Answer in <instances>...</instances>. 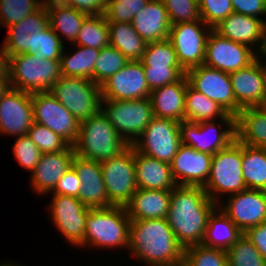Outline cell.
<instances>
[{
    "mask_svg": "<svg viewBox=\"0 0 266 266\" xmlns=\"http://www.w3.org/2000/svg\"><path fill=\"white\" fill-rule=\"evenodd\" d=\"M216 204L201 186H176L171 190L167 222L178 243L186 249L201 244L208 218Z\"/></svg>",
    "mask_w": 266,
    "mask_h": 266,
    "instance_id": "1",
    "label": "cell"
},
{
    "mask_svg": "<svg viewBox=\"0 0 266 266\" xmlns=\"http://www.w3.org/2000/svg\"><path fill=\"white\" fill-rule=\"evenodd\" d=\"M128 249L147 266H182L184 248L166 218L130 221Z\"/></svg>",
    "mask_w": 266,
    "mask_h": 266,
    "instance_id": "2",
    "label": "cell"
},
{
    "mask_svg": "<svg viewBox=\"0 0 266 266\" xmlns=\"http://www.w3.org/2000/svg\"><path fill=\"white\" fill-rule=\"evenodd\" d=\"M73 147L75 155L101 163L120 155L129 145L100 109L80 122L79 134Z\"/></svg>",
    "mask_w": 266,
    "mask_h": 266,
    "instance_id": "3",
    "label": "cell"
},
{
    "mask_svg": "<svg viewBox=\"0 0 266 266\" xmlns=\"http://www.w3.org/2000/svg\"><path fill=\"white\" fill-rule=\"evenodd\" d=\"M130 218L126 207L89 208L85 220V236L79 248H123L128 250Z\"/></svg>",
    "mask_w": 266,
    "mask_h": 266,
    "instance_id": "4",
    "label": "cell"
},
{
    "mask_svg": "<svg viewBox=\"0 0 266 266\" xmlns=\"http://www.w3.org/2000/svg\"><path fill=\"white\" fill-rule=\"evenodd\" d=\"M203 188L216 204L223 194L231 195L247 189L242 175L241 142L234 140L212 156L210 174Z\"/></svg>",
    "mask_w": 266,
    "mask_h": 266,
    "instance_id": "5",
    "label": "cell"
},
{
    "mask_svg": "<svg viewBox=\"0 0 266 266\" xmlns=\"http://www.w3.org/2000/svg\"><path fill=\"white\" fill-rule=\"evenodd\" d=\"M8 75L14 89L30 94L49 92L61 77L60 60L27 54L9 56Z\"/></svg>",
    "mask_w": 266,
    "mask_h": 266,
    "instance_id": "6",
    "label": "cell"
},
{
    "mask_svg": "<svg viewBox=\"0 0 266 266\" xmlns=\"http://www.w3.org/2000/svg\"><path fill=\"white\" fill-rule=\"evenodd\" d=\"M104 105V106H103ZM101 109L117 133L131 146L155 117L150 98L101 100Z\"/></svg>",
    "mask_w": 266,
    "mask_h": 266,
    "instance_id": "7",
    "label": "cell"
},
{
    "mask_svg": "<svg viewBox=\"0 0 266 266\" xmlns=\"http://www.w3.org/2000/svg\"><path fill=\"white\" fill-rule=\"evenodd\" d=\"M49 93L79 122L90 118L101 109V87L90 79L61 75Z\"/></svg>",
    "mask_w": 266,
    "mask_h": 266,
    "instance_id": "8",
    "label": "cell"
},
{
    "mask_svg": "<svg viewBox=\"0 0 266 266\" xmlns=\"http://www.w3.org/2000/svg\"><path fill=\"white\" fill-rule=\"evenodd\" d=\"M108 202L111 206L126 207L137 191L134 147L100 163Z\"/></svg>",
    "mask_w": 266,
    "mask_h": 266,
    "instance_id": "9",
    "label": "cell"
},
{
    "mask_svg": "<svg viewBox=\"0 0 266 266\" xmlns=\"http://www.w3.org/2000/svg\"><path fill=\"white\" fill-rule=\"evenodd\" d=\"M220 120L219 124L215 120L200 123L181 121L179 125L181 144L211 155L227 148L236 140L235 116L228 114ZM224 124L228 129H221ZM209 132L214 134L213 137H210Z\"/></svg>",
    "mask_w": 266,
    "mask_h": 266,
    "instance_id": "10",
    "label": "cell"
},
{
    "mask_svg": "<svg viewBox=\"0 0 266 266\" xmlns=\"http://www.w3.org/2000/svg\"><path fill=\"white\" fill-rule=\"evenodd\" d=\"M180 122L154 117L132 146L140 153L171 163L181 145Z\"/></svg>",
    "mask_w": 266,
    "mask_h": 266,
    "instance_id": "11",
    "label": "cell"
},
{
    "mask_svg": "<svg viewBox=\"0 0 266 266\" xmlns=\"http://www.w3.org/2000/svg\"><path fill=\"white\" fill-rule=\"evenodd\" d=\"M211 30L202 19L171 26L168 40L185 71L204 64L206 42Z\"/></svg>",
    "mask_w": 266,
    "mask_h": 266,
    "instance_id": "12",
    "label": "cell"
},
{
    "mask_svg": "<svg viewBox=\"0 0 266 266\" xmlns=\"http://www.w3.org/2000/svg\"><path fill=\"white\" fill-rule=\"evenodd\" d=\"M49 26V15L45 4L8 29L3 48L8 56L41 53L42 31Z\"/></svg>",
    "mask_w": 266,
    "mask_h": 266,
    "instance_id": "13",
    "label": "cell"
},
{
    "mask_svg": "<svg viewBox=\"0 0 266 266\" xmlns=\"http://www.w3.org/2000/svg\"><path fill=\"white\" fill-rule=\"evenodd\" d=\"M32 106L34 122L48 127L69 145H74L80 122L49 92L33 93Z\"/></svg>",
    "mask_w": 266,
    "mask_h": 266,
    "instance_id": "14",
    "label": "cell"
},
{
    "mask_svg": "<svg viewBox=\"0 0 266 266\" xmlns=\"http://www.w3.org/2000/svg\"><path fill=\"white\" fill-rule=\"evenodd\" d=\"M185 75L193 89L217 102L228 114L236 116L241 111L236 103L229 73L203 64L187 70Z\"/></svg>",
    "mask_w": 266,
    "mask_h": 266,
    "instance_id": "15",
    "label": "cell"
},
{
    "mask_svg": "<svg viewBox=\"0 0 266 266\" xmlns=\"http://www.w3.org/2000/svg\"><path fill=\"white\" fill-rule=\"evenodd\" d=\"M257 52L247 45L222 37L212 29L206 42L204 65L231 73L253 63Z\"/></svg>",
    "mask_w": 266,
    "mask_h": 266,
    "instance_id": "16",
    "label": "cell"
},
{
    "mask_svg": "<svg viewBox=\"0 0 266 266\" xmlns=\"http://www.w3.org/2000/svg\"><path fill=\"white\" fill-rule=\"evenodd\" d=\"M48 210L54 226L71 245L79 246L85 236V220L89 207L76 197L54 194Z\"/></svg>",
    "mask_w": 266,
    "mask_h": 266,
    "instance_id": "17",
    "label": "cell"
},
{
    "mask_svg": "<svg viewBox=\"0 0 266 266\" xmlns=\"http://www.w3.org/2000/svg\"><path fill=\"white\" fill-rule=\"evenodd\" d=\"M101 98L134 100L149 98V89L141 61H129L101 86Z\"/></svg>",
    "mask_w": 266,
    "mask_h": 266,
    "instance_id": "18",
    "label": "cell"
},
{
    "mask_svg": "<svg viewBox=\"0 0 266 266\" xmlns=\"http://www.w3.org/2000/svg\"><path fill=\"white\" fill-rule=\"evenodd\" d=\"M33 123L32 94L11 88L0 99V134L27 135Z\"/></svg>",
    "mask_w": 266,
    "mask_h": 266,
    "instance_id": "19",
    "label": "cell"
},
{
    "mask_svg": "<svg viewBox=\"0 0 266 266\" xmlns=\"http://www.w3.org/2000/svg\"><path fill=\"white\" fill-rule=\"evenodd\" d=\"M226 200L220 209L243 233L266 221V191L246 189Z\"/></svg>",
    "mask_w": 266,
    "mask_h": 266,
    "instance_id": "20",
    "label": "cell"
},
{
    "mask_svg": "<svg viewBox=\"0 0 266 266\" xmlns=\"http://www.w3.org/2000/svg\"><path fill=\"white\" fill-rule=\"evenodd\" d=\"M212 156L181 144L170 163L177 186L203 187L210 174Z\"/></svg>",
    "mask_w": 266,
    "mask_h": 266,
    "instance_id": "21",
    "label": "cell"
},
{
    "mask_svg": "<svg viewBox=\"0 0 266 266\" xmlns=\"http://www.w3.org/2000/svg\"><path fill=\"white\" fill-rule=\"evenodd\" d=\"M237 105L241 108L258 107L266 96V78L257 58L245 68L229 73Z\"/></svg>",
    "mask_w": 266,
    "mask_h": 266,
    "instance_id": "22",
    "label": "cell"
},
{
    "mask_svg": "<svg viewBox=\"0 0 266 266\" xmlns=\"http://www.w3.org/2000/svg\"><path fill=\"white\" fill-rule=\"evenodd\" d=\"M72 166L81 181L77 199L89 208L111 207L103 181L101 164L75 155Z\"/></svg>",
    "mask_w": 266,
    "mask_h": 266,
    "instance_id": "23",
    "label": "cell"
},
{
    "mask_svg": "<svg viewBox=\"0 0 266 266\" xmlns=\"http://www.w3.org/2000/svg\"><path fill=\"white\" fill-rule=\"evenodd\" d=\"M214 30L222 37L233 42L241 43L258 52L266 47V23L259 18L233 12L229 14ZM252 45V46H251Z\"/></svg>",
    "mask_w": 266,
    "mask_h": 266,
    "instance_id": "24",
    "label": "cell"
},
{
    "mask_svg": "<svg viewBox=\"0 0 266 266\" xmlns=\"http://www.w3.org/2000/svg\"><path fill=\"white\" fill-rule=\"evenodd\" d=\"M75 150L69 145L62 152L42 153L31 173V186L39 195L51 193L58 180L72 167Z\"/></svg>",
    "mask_w": 266,
    "mask_h": 266,
    "instance_id": "25",
    "label": "cell"
},
{
    "mask_svg": "<svg viewBox=\"0 0 266 266\" xmlns=\"http://www.w3.org/2000/svg\"><path fill=\"white\" fill-rule=\"evenodd\" d=\"M131 24L146 43L168 39L172 26L162 0H149L135 15Z\"/></svg>",
    "mask_w": 266,
    "mask_h": 266,
    "instance_id": "26",
    "label": "cell"
},
{
    "mask_svg": "<svg viewBox=\"0 0 266 266\" xmlns=\"http://www.w3.org/2000/svg\"><path fill=\"white\" fill-rule=\"evenodd\" d=\"M136 183L139 189L171 191L177 186L169 163L138 152L134 148Z\"/></svg>",
    "mask_w": 266,
    "mask_h": 266,
    "instance_id": "27",
    "label": "cell"
},
{
    "mask_svg": "<svg viewBox=\"0 0 266 266\" xmlns=\"http://www.w3.org/2000/svg\"><path fill=\"white\" fill-rule=\"evenodd\" d=\"M188 80L184 75L179 81L164 85L151 91L150 100L154 116L173 119L178 122L185 120V93Z\"/></svg>",
    "mask_w": 266,
    "mask_h": 266,
    "instance_id": "28",
    "label": "cell"
},
{
    "mask_svg": "<svg viewBox=\"0 0 266 266\" xmlns=\"http://www.w3.org/2000/svg\"><path fill=\"white\" fill-rule=\"evenodd\" d=\"M171 191L137 189L126 206L130 221L167 218Z\"/></svg>",
    "mask_w": 266,
    "mask_h": 266,
    "instance_id": "29",
    "label": "cell"
},
{
    "mask_svg": "<svg viewBox=\"0 0 266 266\" xmlns=\"http://www.w3.org/2000/svg\"><path fill=\"white\" fill-rule=\"evenodd\" d=\"M236 140L266 149V113L258 107L241 109L235 116Z\"/></svg>",
    "mask_w": 266,
    "mask_h": 266,
    "instance_id": "30",
    "label": "cell"
},
{
    "mask_svg": "<svg viewBox=\"0 0 266 266\" xmlns=\"http://www.w3.org/2000/svg\"><path fill=\"white\" fill-rule=\"evenodd\" d=\"M217 206L208 218L202 245L227 251L244 234Z\"/></svg>",
    "mask_w": 266,
    "mask_h": 266,
    "instance_id": "31",
    "label": "cell"
},
{
    "mask_svg": "<svg viewBox=\"0 0 266 266\" xmlns=\"http://www.w3.org/2000/svg\"><path fill=\"white\" fill-rule=\"evenodd\" d=\"M49 15V26L60 37L74 42L83 21L89 16L57 0H43ZM61 33V34H60Z\"/></svg>",
    "mask_w": 266,
    "mask_h": 266,
    "instance_id": "32",
    "label": "cell"
},
{
    "mask_svg": "<svg viewBox=\"0 0 266 266\" xmlns=\"http://www.w3.org/2000/svg\"><path fill=\"white\" fill-rule=\"evenodd\" d=\"M110 45L129 61H141L147 43L128 22H108Z\"/></svg>",
    "mask_w": 266,
    "mask_h": 266,
    "instance_id": "33",
    "label": "cell"
},
{
    "mask_svg": "<svg viewBox=\"0 0 266 266\" xmlns=\"http://www.w3.org/2000/svg\"><path fill=\"white\" fill-rule=\"evenodd\" d=\"M228 115L217 102L193 89L187 84L185 93V121L205 122L225 118Z\"/></svg>",
    "mask_w": 266,
    "mask_h": 266,
    "instance_id": "34",
    "label": "cell"
},
{
    "mask_svg": "<svg viewBox=\"0 0 266 266\" xmlns=\"http://www.w3.org/2000/svg\"><path fill=\"white\" fill-rule=\"evenodd\" d=\"M242 175L247 189L266 191V149L242 144Z\"/></svg>",
    "mask_w": 266,
    "mask_h": 266,
    "instance_id": "35",
    "label": "cell"
},
{
    "mask_svg": "<svg viewBox=\"0 0 266 266\" xmlns=\"http://www.w3.org/2000/svg\"><path fill=\"white\" fill-rule=\"evenodd\" d=\"M73 54H65L60 58L61 75L67 77H80L93 81L94 65L99 56L100 49L85 46H76ZM67 55V56H66Z\"/></svg>",
    "mask_w": 266,
    "mask_h": 266,
    "instance_id": "36",
    "label": "cell"
},
{
    "mask_svg": "<svg viewBox=\"0 0 266 266\" xmlns=\"http://www.w3.org/2000/svg\"><path fill=\"white\" fill-rule=\"evenodd\" d=\"M71 44L101 49L110 45L109 26L104 15H89Z\"/></svg>",
    "mask_w": 266,
    "mask_h": 266,
    "instance_id": "37",
    "label": "cell"
},
{
    "mask_svg": "<svg viewBox=\"0 0 266 266\" xmlns=\"http://www.w3.org/2000/svg\"><path fill=\"white\" fill-rule=\"evenodd\" d=\"M128 62L129 60L115 47L109 45L101 48L94 65L93 82L101 86Z\"/></svg>",
    "mask_w": 266,
    "mask_h": 266,
    "instance_id": "38",
    "label": "cell"
},
{
    "mask_svg": "<svg viewBox=\"0 0 266 266\" xmlns=\"http://www.w3.org/2000/svg\"><path fill=\"white\" fill-rule=\"evenodd\" d=\"M141 62L143 67H181L177 53L168 39L147 43Z\"/></svg>",
    "mask_w": 266,
    "mask_h": 266,
    "instance_id": "39",
    "label": "cell"
},
{
    "mask_svg": "<svg viewBox=\"0 0 266 266\" xmlns=\"http://www.w3.org/2000/svg\"><path fill=\"white\" fill-rule=\"evenodd\" d=\"M182 266H228L227 252L202 244L184 249Z\"/></svg>",
    "mask_w": 266,
    "mask_h": 266,
    "instance_id": "40",
    "label": "cell"
},
{
    "mask_svg": "<svg viewBox=\"0 0 266 266\" xmlns=\"http://www.w3.org/2000/svg\"><path fill=\"white\" fill-rule=\"evenodd\" d=\"M228 266H266V261L245 234L227 251Z\"/></svg>",
    "mask_w": 266,
    "mask_h": 266,
    "instance_id": "41",
    "label": "cell"
},
{
    "mask_svg": "<svg viewBox=\"0 0 266 266\" xmlns=\"http://www.w3.org/2000/svg\"><path fill=\"white\" fill-rule=\"evenodd\" d=\"M42 0H0V25L9 27L37 11Z\"/></svg>",
    "mask_w": 266,
    "mask_h": 266,
    "instance_id": "42",
    "label": "cell"
},
{
    "mask_svg": "<svg viewBox=\"0 0 266 266\" xmlns=\"http://www.w3.org/2000/svg\"><path fill=\"white\" fill-rule=\"evenodd\" d=\"M27 136L32 139L42 153L62 152L69 146L58 134L36 122L28 130Z\"/></svg>",
    "mask_w": 266,
    "mask_h": 266,
    "instance_id": "43",
    "label": "cell"
},
{
    "mask_svg": "<svg viewBox=\"0 0 266 266\" xmlns=\"http://www.w3.org/2000/svg\"><path fill=\"white\" fill-rule=\"evenodd\" d=\"M198 5L200 18L211 29L234 12L231 0H198Z\"/></svg>",
    "mask_w": 266,
    "mask_h": 266,
    "instance_id": "44",
    "label": "cell"
},
{
    "mask_svg": "<svg viewBox=\"0 0 266 266\" xmlns=\"http://www.w3.org/2000/svg\"><path fill=\"white\" fill-rule=\"evenodd\" d=\"M171 24L201 20L198 0H162Z\"/></svg>",
    "mask_w": 266,
    "mask_h": 266,
    "instance_id": "45",
    "label": "cell"
},
{
    "mask_svg": "<svg viewBox=\"0 0 266 266\" xmlns=\"http://www.w3.org/2000/svg\"><path fill=\"white\" fill-rule=\"evenodd\" d=\"M149 0H121L108 2L104 16L107 22H128L131 23L135 15Z\"/></svg>",
    "mask_w": 266,
    "mask_h": 266,
    "instance_id": "46",
    "label": "cell"
},
{
    "mask_svg": "<svg viewBox=\"0 0 266 266\" xmlns=\"http://www.w3.org/2000/svg\"><path fill=\"white\" fill-rule=\"evenodd\" d=\"M12 150L20 166L32 173L42 154L32 139L27 135L18 136Z\"/></svg>",
    "mask_w": 266,
    "mask_h": 266,
    "instance_id": "47",
    "label": "cell"
},
{
    "mask_svg": "<svg viewBox=\"0 0 266 266\" xmlns=\"http://www.w3.org/2000/svg\"><path fill=\"white\" fill-rule=\"evenodd\" d=\"M150 91L179 81L186 73L182 67H143Z\"/></svg>",
    "mask_w": 266,
    "mask_h": 266,
    "instance_id": "48",
    "label": "cell"
},
{
    "mask_svg": "<svg viewBox=\"0 0 266 266\" xmlns=\"http://www.w3.org/2000/svg\"><path fill=\"white\" fill-rule=\"evenodd\" d=\"M63 40L48 26L42 31L41 53L40 58L45 60H60L63 50Z\"/></svg>",
    "mask_w": 266,
    "mask_h": 266,
    "instance_id": "49",
    "label": "cell"
},
{
    "mask_svg": "<svg viewBox=\"0 0 266 266\" xmlns=\"http://www.w3.org/2000/svg\"><path fill=\"white\" fill-rule=\"evenodd\" d=\"M81 181L74 167L69 170L58 180L53 194L72 196L78 198Z\"/></svg>",
    "mask_w": 266,
    "mask_h": 266,
    "instance_id": "50",
    "label": "cell"
},
{
    "mask_svg": "<svg viewBox=\"0 0 266 266\" xmlns=\"http://www.w3.org/2000/svg\"><path fill=\"white\" fill-rule=\"evenodd\" d=\"M61 4L86 13L87 15H104L108 0H57Z\"/></svg>",
    "mask_w": 266,
    "mask_h": 266,
    "instance_id": "51",
    "label": "cell"
},
{
    "mask_svg": "<svg viewBox=\"0 0 266 266\" xmlns=\"http://www.w3.org/2000/svg\"><path fill=\"white\" fill-rule=\"evenodd\" d=\"M234 12L266 21L260 15H266V0H231Z\"/></svg>",
    "mask_w": 266,
    "mask_h": 266,
    "instance_id": "52",
    "label": "cell"
},
{
    "mask_svg": "<svg viewBox=\"0 0 266 266\" xmlns=\"http://www.w3.org/2000/svg\"><path fill=\"white\" fill-rule=\"evenodd\" d=\"M266 261V221L244 233Z\"/></svg>",
    "mask_w": 266,
    "mask_h": 266,
    "instance_id": "53",
    "label": "cell"
},
{
    "mask_svg": "<svg viewBox=\"0 0 266 266\" xmlns=\"http://www.w3.org/2000/svg\"><path fill=\"white\" fill-rule=\"evenodd\" d=\"M9 68V56L5 52L4 48H0V78H4L8 75Z\"/></svg>",
    "mask_w": 266,
    "mask_h": 266,
    "instance_id": "54",
    "label": "cell"
},
{
    "mask_svg": "<svg viewBox=\"0 0 266 266\" xmlns=\"http://www.w3.org/2000/svg\"><path fill=\"white\" fill-rule=\"evenodd\" d=\"M12 88L9 76L0 78V99Z\"/></svg>",
    "mask_w": 266,
    "mask_h": 266,
    "instance_id": "55",
    "label": "cell"
},
{
    "mask_svg": "<svg viewBox=\"0 0 266 266\" xmlns=\"http://www.w3.org/2000/svg\"><path fill=\"white\" fill-rule=\"evenodd\" d=\"M259 54L261 55V56H264V57H262V58H265L266 57V47L262 50V51H260V52H258V54H257V58L260 60V63H261V65H262V67H263V70H264V73H265V78H266V61H265V63L261 60V56H259ZM262 61V62H261Z\"/></svg>",
    "mask_w": 266,
    "mask_h": 266,
    "instance_id": "56",
    "label": "cell"
},
{
    "mask_svg": "<svg viewBox=\"0 0 266 266\" xmlns=\"http://www.w3.org/2000/svg\"><path fill=\"white\" fill-rule=\"evenodd\" d=\"M264 113H266V96L262 99L261 103L258 105Z\"/></svg>",
    "mask_w": 266,
    "mask_h": 266,
    "instance_id": "57",
    "label": "cell"
},
{
    "mask_svg": "<svg viewBox=\"0 0 266 266\" xmlns=\"http://www.w3.org/2000/svg\"><path fill=\"white\" fill-rule=\"evenodd\" d=\"M5 263H6V264H5ZM5 263H1L0 266H20V265H18L17 263H16V264H15V263H10V264L8 263V264H7V262H5ZM14 264H15V265H14ZM21 266H22V265H21Z\"/></svg>",
    "mask_w": 266,
    "mask_h": 266,
    "instance_id": "58",
    "label": "cell"
},
{
    "mask_svg": "<svg viewBox=\"0 0 266 266\" xmlns=\"http://www.w3.org/2000/svg\"><path fill=\"white\" fill-rule=\"evenodd\" d=\"M117 1H121V0H108V2H117Z\"/></svg>",
    "mask_w": 266,
    "mask_h": 266,
    "instance_id": "59",
    "label": "cell"
}]
</instances>
